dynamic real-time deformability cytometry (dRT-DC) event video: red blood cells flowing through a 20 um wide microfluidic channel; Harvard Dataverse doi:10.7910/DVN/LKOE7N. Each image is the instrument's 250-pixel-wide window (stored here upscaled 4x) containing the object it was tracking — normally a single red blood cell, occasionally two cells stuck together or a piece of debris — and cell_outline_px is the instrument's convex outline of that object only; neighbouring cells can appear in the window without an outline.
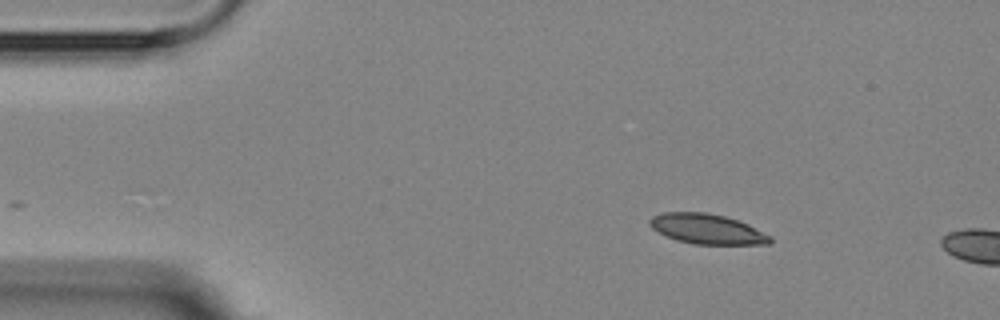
{"species": "Egyptian fruit bat (a non-hibernating species)", "species_latin": "Rousettus aegyptiacus", "temperature_condition": "room temperature", "stored_images_in_passage": 3, "camera_frame_rate_fps": 3000, "um_per_image_px": 0.085, "animal": {"sex": "female"}, "frame": {"image": 1, "passage_image": 3, "time_ms": 2.333, "image_size_px": [1000, 320], "cell_outline_px": [[772, 240], [768, 244], [692, 244], [676, 240], [652, 228], [648, 224], [648, 220], [652, 216], [664, 212], [704, 212], [724, 216], [748, 224], [772, 236]], "centroid_in_image_um": [60.09, 19.46], "position_along_channel_um": 24.9, "area_um2": 20.98}}